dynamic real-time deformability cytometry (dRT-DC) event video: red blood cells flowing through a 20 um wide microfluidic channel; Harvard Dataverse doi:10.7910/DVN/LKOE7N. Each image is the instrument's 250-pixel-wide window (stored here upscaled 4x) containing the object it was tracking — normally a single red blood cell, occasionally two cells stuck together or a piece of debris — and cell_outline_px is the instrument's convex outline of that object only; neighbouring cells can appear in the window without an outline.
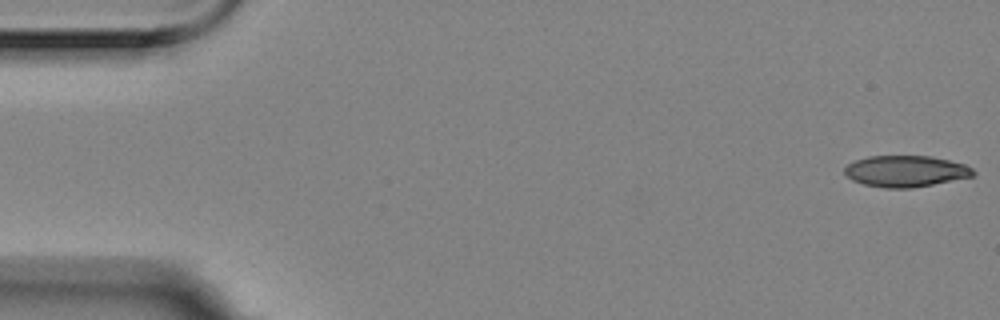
{"species": "Egyptian fruit bat (a non-hibernating species)", "species_latin": "Rousettus aegyptiacus", "temperature_condition": "room temperature", "stored_images_in_passage": 5, "camera_frame_rate_fps": 3000, "um_per_image_px": 0.085, "animal": {"sex": "female"}, "frame": {"image": 1, "passage_image": 1, "time_ms": 0.0, "image_size_px": [1000, 320], "cell_outline_px": [[976, 172], [972, 176], [912, 188], [884, 188], [864, 184], [852, 180], [844, 172], [844, 168], [848, 164], [856, 160], [868, 156], [932, 156], [964, 164], [972, 168]], "centroid_in_image_um": [76.97, 14.55], "position_along_channel_um": 8.0, "area_um2": 23.29}}
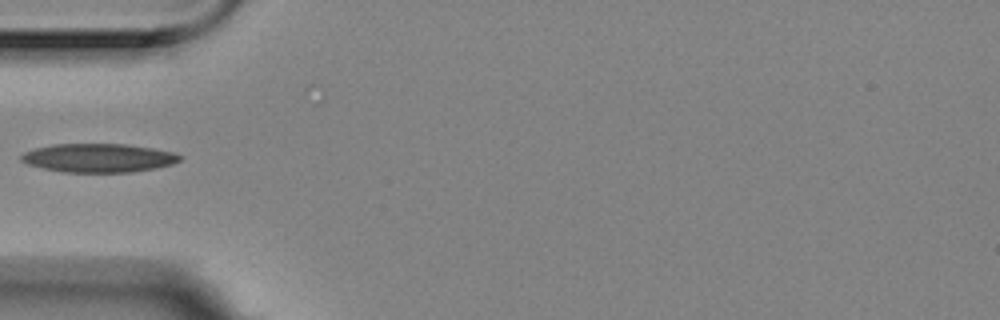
{"frame": {"image": 2, "passage_image": 5, "time_ms": 1.333, "image_size_px": [1000, 320], "cell_outline_px": [[180, 160], [172, 164], [156, 168], [132, 172], [64, 172], [44, 168], [28, 164], [20, 160], [20, 156], [24, 152], [36, 148], [52, 144], [128, 144], [152, 148], [172, 152], [180, 156]], "centroid_in_image_um": [8.36, 13.42], "position_along_channel_um": 76.6, "area_um2": 26.36}}